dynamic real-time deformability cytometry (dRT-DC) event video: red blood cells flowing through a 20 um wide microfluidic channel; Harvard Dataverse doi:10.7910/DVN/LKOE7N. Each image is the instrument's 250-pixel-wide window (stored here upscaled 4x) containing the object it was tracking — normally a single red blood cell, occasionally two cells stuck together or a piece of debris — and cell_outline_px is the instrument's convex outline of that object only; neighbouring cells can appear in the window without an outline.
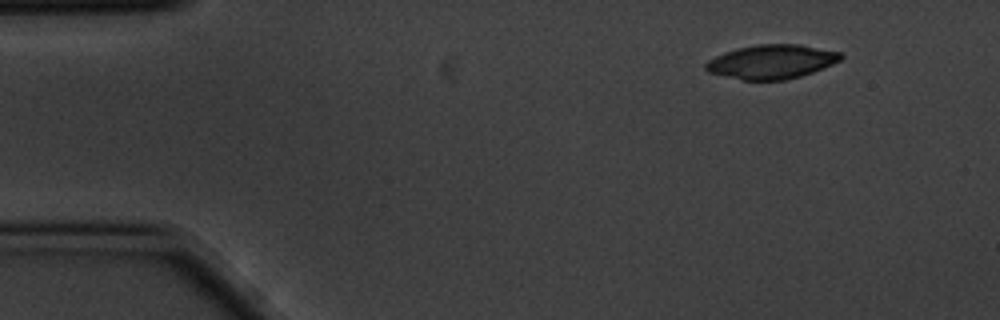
{"species": "common noctule bat (a hibernating species)", "species_latin": "Nyctalus noctula", "temperature_condition": "cold", "stored_images_in_passage": 3, "camera_frame_rate_fps": 3000, "um_per_image_px": 0.085, "animal": {"sex": "male", "body_mass_g": 20.1, "forearm_length_mm": 53.5}, "frame": {"image": 1, "passage_image": 1, "time_ms": 0.0, "image_size_px": [1000, 320], "cell_outline_px": [[844, 56], [840, 60], [832, 64], [812, 72], [800, 76], [784, 80], [740, 80], [708, 72], [704, 68], [704, 64], [708, 60], [724, 52], [736, 48], [756, 44], [800, 44], [840, 52]], "centroid_in_image_um": [65.55, 5.24], "position_along_channel_um": 19.4, "area_um2": 26.88}}